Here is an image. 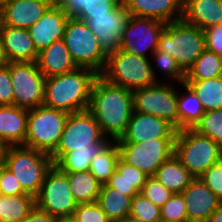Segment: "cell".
Masks as SVG:
<instances>
[{"label":"cell","mask_w":222,"mask_h":222,"mask_svg":"<svg viewBox=\"0 0 222 222\" xmlns=\"http://www.w3.org/2000/svg\"><path fill=\"white\" fill-rule=\"evenodd\" d=\"M50 6L45 0H9L0 10V25L28 29Z\"/></svg>","instance_id":"19"},{"label":"cell","mask_w":222,"mask_h":222,"mask_svg":"<svg viewBox=\"0 0 222 222\" xmlns=\"http://www.w3.org/2000/svg\"><path fill=\"white\" fill-rule=\"evenodd\" d=\"M56 222H77L73 216L57 218Z\"/></svg>","instance_id":"50"},{"label":"cell","mask_w":222,"mask_h":222,"mask_svg":"<svg viewBox=\"0 0 222 222\" xmlns=\"http://www.w3.org/2000/svg\"><path fill=\"white\" fill-rule=\"evenodd\" d=\"M148 175L141 170L126 163L121 157L118 160L116 171L106 183L110 188L117 189L123 194L133 198L142 191Z\"/></svg>","instance_id":"25"},{"label":"cell","mask_w":222,"mask_h":222,"mask_svg":"<svg viewBox=\"0 0 222 222\" xmlns=\"http://www.w3.org/2000/svg\"><path fill=\"white\" fill-rule=\"evenodd\" d=\"M47 1L51 6H59L62 0H45Z\"/></svg>","instance_id":"51"},{"label":"cell","mask_w":222,"mask_h":222,"mask_svg":"<svg viewBox=\"0 0 222 222\" xmlns=\"http://www.w3.org/2000/svg\"><path fill=\"white\" fill-rule=\"evenodd\" d=\"M165 23L153 18L134 17L130 18L122 33L120 50L138 56H146L148 49L152 54L158 48L161 34Z\"/></svg>","instance_id":"15"},{"label":"cell","mask_w":222,"mask_h":222,"mask_svg":"<svg viewBox=\"0 0 222 222\" xmlns=\"http://www.w3.org/2000/svg\"><path fill=\"white\" fill-rule=\"evenodd\" d=\"M69 18L59 6H50L43 16L27 29L38 52L63 39Z\"/></svg>","instance_id":"17"},{"label":"cell","mask_w":222,"mask_h":222,"mask_svg":"<svg viewBox=\"0 0 222 222\" xmlns=\"http://www.w3.org/2000/svg\"><path fill=\"white\" fill-rule=\"evenodd\" d=\"M109 143H92L88 148L65 153L54 165L64 173L84 172L89 170L92 161Z\"/></svg>","instance_id":"28"},{"label":"cell","mask_w":222,"mask_h":222,"mask_svg":"<svg viewBox=\"0 0 222 222\" xmlns=\"http://www.w3.org/2000/svg\"><path fill=\"white\" fill-rule=\"evenodd\" d=\"M199 178L222 200V160L209 167Z\"/></svg>","instance_id":"42"},{"label":"cell","mask_w":222,"mask_h":222,"mask_svg":"<svg viewBox=\"0 0 222 222\" xmlns=\"http://www.w3.org/2000/svg\"><path fill=\"white\" fill-rule=\"evenodd\" d=\"M57 218L50 213L41 210L36 205L22 222H56Z\"/></svg>","instance_id":"46"},{"label":"cell","mask_w":222,"mask_h":222,"mask_svg":"<svg viewBox=\"0 0 222 222\" xmlns=\"http://www.w3.org/2000/svg\"><path fill=\"white\" fill-rule=\"evenodd\" d=\"M36 62L45 78L64 74L77 68L63 39L41 50Z\"/></svg>","instance_id":"23"},{"label":"cell","mask_w":222,"mask_h":222,"mask_svg":"<svg viewBox=\"0 0 222 222\" xmlns=\"http://www.w3.org/2000/svg\"><path fill=\"white\" fill-rule=\"evenodd\" d=\"M122 0H62L59 7L69 17L76 15H100L107 14L116 9Z\"/></svg>","instance_id":"33"},{"label":"cell","mask_w":222,"mask_h":222,"mask_svg":"<svg viewBox=\"0 0 222 222\" xmlns=\"http://www.w3.org/2000/svg\"><path fill=\"white\" fill-rule=\"evenodd\" d=\"M222 76V57L205 49L187 71L185 80H206Z\"/></svg>","instance_id":"35"},{"label":"cell","mask_w":222,"mask_h":222,"mask_svg":"<svg viewBox=\"0 0 222 222\" xmlns=\"http://www.w3.org/2000/svg\"><path fill=\"white\" fill-rule=\"evenodd\" d=\"M9 60L7 58L5 48L3 46L2 37L0 35V68H3L9 64Z\"/></svg>","instance_id":"47"},{"label":"cell","mask_w":222,"mask_h":222,"mask_svg":"<svg viewBox=\"0 0 222 222\" xmlns=\"http://www.w3.org/2000/svg\"><path fill=\"white\" fill-rule=\"evenodd\" d=\"M177 130L166 120L133 110L126 133L115 142L142 143L159 138H175Z\"/></svg>","instance_id":"16"},{"label":"cell","mask_w":222,"mask_h":222,"mask_svg":"<svg viewBox=\"0 0 222 222\" xmlns=\"http://www.w3.org/2000/svg\"><path fill=\"white\" fill-rule=\"evenodd\" d=\"M172 87L158 82L133 91L134 111L164 119L179 131L177 93Z\"/></svg>","instance_id":"13"},{"label":"cell","mask_w":222,"mask_h":222,"mask_svg":"<svg viewBox=\"0 0 222 222\" xmlns=\"http://www.w3.org/2000/svg\"><path fill=\"white\" fill-rule=\"evenodd\" d=\"M120 222H148V221H144L142 219H138V218H135L131 215H128Z\"/></svg>","instance_id":"49"},{"label":"cell","mask_w":222,"mask_h":222,"mask_svg":"<svg viewBox=\"0 0 222 222\" xmlns=\"http://www.w3.org/2000/svg\"><path fill=\"white\" fill-rule=\"evenodd\" d=\"M181 194L185 200L188 222H206L221 205V200L200 178H194Z\"/></svg>","instance_id":"18"},{"label":"cell","mask_w":222,"mask_h":222,"mask_svg":"<svg viewBox=\"0 0 222 222\" xmlns=\"http://www.w3.org/2000/svg\"><path fill=\"white\" fill-rule=\"evenodd\" d=\"M142 195L150 200L154 205L162 207L174 194L165 186H163L156 177H148L146 183L144 184Z\"/></svg>","instance_id":"39"},{"label":"cell","mask_w":222,"mask_h":222,"mask_svg":"<svg viewBox=\"0 0 222 222\" xmlns=\"http://www.w3.org/2000/svg\"><path fill=\"white\" fill-rule=\"evenodd\" d=\"M200 99L205 112L222 109V76L206 80H185Z\"/></svg>","instance_id":"32"},{"label":"cell","mask_w":222,"mask_h":222,"mask_svg":"<svg viewBox=\"0 0 222 222\" xmlns=\"http://www.w3.org/2000/svg\"><path fill=\"white\" fill-rule=\"evenodd\" d=\"M175 138L152 139L142 143L116 142L120 157L149 177L174 154Z\"/></svg>","instance_id":"11"},{"label":"cell","mask_w":222,"mask_h":222,"mask_svg":"<svg viewBox=\"0 0 222 222\" xmlns=\"http://www.w3.org/2000/svg\"><path fill=\"white\" fill-rule=\"evenodd\" d=\"M0 35L9 62H36L39 52L27 29L0 25Z\"/></svg>","instance_id":"21"},{"label":"cell","mask_w":222,"mask_h":222,"mask_svg":"<svg viewBox=\"0 0 222 222\" xmlns=\"http://www.w3.org/2000/svg\"><path fill=\"white\" fill-rule=\"evenodd\" d=\"M35 203L56 218L72 216L78 203L70 190L67 173L53 164L45 175Z\"/></svg>","instance_id":"10"},{"label":"cell","mask_w":222,"mask_h":222,"mask_svg":"<svg viewBox=\"0 0 222 222\" xmlns=\"http://www.w3.org/2000/svg\"><path fill=\"white\" fill-rule=\"evenodd\" d=\"M130 215L148 222H161L160 207L154 205L142 193L131 199Z\"/></svg>","instance_id":"38"},{"label":"cell","mask_w":222,"mask_h":222,"mask_svg":"<svg viewBox=\"0 0 222 222\" xmlns=\"http://www.w3.org/2000/svg\"><path fill=\"white\" fill-rule=\"evenodd\" d=\"M2 164L14 174L27 194L36 197L53 161L50 154L18 145L4 148Z\"/></svg>","instance_id":"3"},{"label":"cell","mask_w":222,"mask_h":222,"mask_svg":"<svg viewBox=\"0 0 222 222\" xmlns=\"http://www.w3.org/2000/svg\"><path fill=\"white\" fill-rule=\"evenodd\" d=\"M206 49L222 57V23L204 29Z\"/></svg>","instance_id":"45"},{"label":"cell","mask_w":222,"mask_h":222,"mask_svg":"<svg viewBox=\"0 0 222 222\" xmlns=\"http://www.w3.org/2000/svg\"><path fill=\"white\" fill-rule=\"evenodd\" d=\"M75 18L82 20L91 29L99 45L109 55L121 47L122 33L130 18L124 3L107 14L100 15H76Z\"/></svg>","instance_id":"14"},{"label":"cell","mask_w":222,"mask_h":222,"mask_svg":"<svg viewBox=\"0 0 222 222\" xmlns=\"http://www.w3.org/2000/svg\"><path fill=\"white\" fill-rule=\"evenodd\" d=\"M120 152L118 144L111 142L90 161L89 171L103 185L106 184L113 173L116 171Z\"/></svg>","instance_id":"34"},{"label":"cell","mask_w":222,"mask_h":222,"mask_svg":"<svg viewBox=\"0 0 222 222\" xmlns=\"http://www.w3.org/2000/svg\"><path fill=\"white\" fill-rule=\"evenodd\" d=\"M158 50L170 53L187 73L197 57L206 49L204 30L183 19L165 24Z\"/></svg>","instance_id":"5"},{"label":"cell","mask_w":222,"mask_h":222,"mask_svg":"<svg viewBox=\"0 0 222 222\" xmlns=\"http://www.w3.org/2000/svg\"><path fill=\"white\" fill-rule=\"evenodd\" d=\"M154 177L174 194L182 193L194 179L174 154L157 169Z\"/></svg>","instance_id":"26"},{"label":"cell","mask_w":222,"mask_h":222,"mask_svg":"<svg viewBox=\"0 0 222 222\" xmlns=\"http://www.w3.org/2000/svg\"><path fill=\"white\" fill-rule=\"evenodd\" d=\"M131 197L107 184L101 185L97 203L111 222H120L130 215Z\"/></svg>","instance_id":"27"},{"label":"cell","mask_w":222,"mask_h":222,"mask_svg":"<svg viewBox=\"0 0 222 222\" xmlns=\"http://www.w3.org/2000/svg\"><path fill=\"white\" fill-rule=\"evenodd\" d=\"M134 110L133 92L106 82L98 76L92 86L88 111L97 120L103 135L120 139Z\"/></svg>","instance_id":"1"},{"label":"cell","mask_w":222,"mask_h":222,"mask_svg":"<svg viewBox=\"0 0 222 222\" xmlns=\"http://www.w3.org/2000/svg\"><path fill=\"white\" fill-rule=\"evenodd\" d=\"M67 177L70 190L78 204L97 202L102 184L89 170L67 173Z\"/></svg>","instance_id":"30"},{"label":"cell","mask_w":222,"mask_h":222,"mask_svg":"<svg viewBox=\"0 0 222 222\" xmlns=\"http://www.w3.org/2000/svg\"><path fill=\"white\" fill-rule=\"evenodd\" d=\"M0 192L5 196L27 194L14 174L3 164H0Z\"/></svg>","instance_id":"43"},{"label":"cell","mask_w":222,"mask_h":222,"mask_svg":"<svg viewBox=\"0 0 222 222\" xmlns=\"http://www.w3.org/2000/svg\"><path fill=\"white\" fill-rule=\"evenodd\" d=\"M9 0H0V10L4 7V5L8 2Z\"/></svg>","instance_id":"53"},{"label":"cell","mask_w":222,"mask_h":222,"mask_svg":"<svg viewBox=\"0 0 222 222\" xmlns=\"http://www.w3.org/2000/svg\"><path fill=\"white\" fill-rule=\"evenodd\" d=\"M194 129L222 147V109L205 112Z\"/></svg>","instance_id":"36"},{"label":"cell","mask_w":222,"mask_h":222,"mask_svg":"<svg viewBox=\"0 0 222 222\" xmlns=\"http://www.w3.org/2000/svg\"><path fill=\"white\" fill-rule=\"evenodd\" d=\"M63 41L77 67L92 69L97 74L102 72L108 55L84 21L70 17Z\"/></svg>","instance_id":"8"},{"label":"cell","mask_w":222,"mask_h":222,"mask_svg":"<svg viewBox=\"0 0 222 222\" xmlns=\"http://www.w3.org/2000/svg\"><path fill=\"white\" fill-rule=\"evenodd\" d=\"M153 56L155 57L154 60L159 66L160 70H162L169 77H173L181 84L185 83L186 73L180 68L170 53H164L156 49L153 52Z\"/></svg>","instance_id":"40"},{"label":"cell","mask_w":222,"mask_h":222,"mask_svg":"<svg viewBox=\"0 0 222 222\" xmlns=\"http://www.w3.org/2000/svg\"><path fill=\"white\" fill-rule=\"evenodd\" d=\"M182 19L203 30L222 23V1L183 0Z\"/></svg>","instance_id":"24"},{"label":"cell","mask_w":222,"mask_h":222,"mask_svg":"<svg viewBox=\"0 0 222 222\" xmlns=\"http://www.w3.org/2000/svg\"><path fill=\"white\" fill-rule=\"evenodd\" d=\"M127 12L134 17L153 18L165 24L181 20L183 0H122ZM178 12L177 15H175Z\"/></svg>","instance_id":"20"},{"label":"cell","mask_w":222,"mask_h":222,"mask_svg":"<svg viewBox=\"0 0 222 222\" xmlns=\"http://www.w3.org/2000/svg\"><path fill=\"white\" fill-rule=\"evenodd\" d=\"M28 109L0 106V143L6 146L23 145L26 139Z\"/></svg>","instance_id":"22"},{"label":"cell","mask_w":222,"mask_h":222,"mask_svg":"<svg viewBox=\"0 0 222 222\" xmlns=\"http://www.w3.org/2000/svg\"><path fill=\"white\" fill-rule=\"evenodd\" d=\"M35 205V197L30 194L1 195L0 222H22Z\"/></svg>","instance_id":"31"},{"label":"cell","mask_w":222,"mask_h":222,"mask_svg":"<svg viewBox=\"0 0 222 222\" xmlns=\"http://www.w3.org/2000/svg\"><path fill=\"white\" fill-rule=\"evenodd\" d=\"M149 61L148 57L118 49L108 55L105 67L99 76L108 83L133 92L158 83Z\"/></svg>","instance_id":"4"},{"label":"cell","mask_w":222,"mask_h":222,"mask_svg":"<svg viewBox=\"0 0 222 222\" xmlns=\"http://www.w3.org/2000/svg\"><path fill=\"white\" fill-rule=\"evenodd\" d=\"M68 115L45 105L29 109L24 146L51 155L60 142Z\"/></svg>","instance_id":"7"},{"label":"cell","mask_w":222,"mask_h":222,"mask_svg":"<svg viewBox=\"0 0 222 222\" xmlns=\"http://www.w3.org/2000/svg\"><path fill=\"white\" fill-rule=\"evenodd\" d=\"M92 143H110L97 120L88 111L69 113L56 150L51 154L55 164L65 153L88 148Z\"/></svg>","instance_id":"9"},{"label":"cell","mask_w":222,"mask_h":222,"mask_svg":"<svg viewBox=\"0 0 222 222\" xmlns=\"http://www.w3.org/2000/svg\"><path fill=\"white\" fill-rule=\"evenodd\" d=\"M98 76L92 69L77 67L73 71L47 77L43 105L68 113L88 110L92 86Z\"/></svg>","instance_id":"2"},{"label":"cell","mask_w":222,"mask_h":222,"mask_svg":"<svg viewBox=\"0 0 222 222\" xmlns=\"http://www.w3.org/2000/svg\"><path fill=\"white\" fill-rule=\"evenodd\" d=\"M161 222H188L185 200L181 193L173 194L160 208Z\"/></svg>","instance_id":"37"},{"label":"cell","mask_w":222,"mask_h":222,"mask_svg":"<svg viewBox=\"0 0 222 222\" xmlns=\"http://www.w3.org/2000/svg\"><path fill=\"white\" fill-rule=\"evenodd\" d=\"M72 216L77 222H111L97 202L79 203Z\"/></svg>","instance_id":"41"},{"label":"cell","mask_w":222,"mask_h":222,"mask_svg":"<svg viewBox=\"0 0 222 222\" xmlns=\"http://www.w3.org/2000/svg\"><path fill=\"white\" fill-rule=\"evenodd\" d=\"M14 106L33 109L44 103L45 77L37 62H10Z\"/></svg>","instance_id":"12"},{"label":"cell","mask_w":222,"mask_h":222,"mask_svg":"<svg viewBox=\"0 0 222 222\" xmlns=\"http://www.w3.org/2000/svg\"><path fill=\"white\" fill-rule=\"evenodd\" d=\"M174 155L194 178L222 160V147L194 128L179 130L174 141Z\"/></svg>","instance_id":"6"},{"label":"cell","mask_w":222,"mask_h":222,"mask_svg":"<svg viewBox=\"0 0 222 222\" xmlns=\"http://www.w3.org/2000/svg\"><path fill=\"white\" fill-rule=\"evenodd\" d=\"M206 222H222V205H220Z\"/></svg>","instance_id":"48"},{"label":"cell","mask_w":222,"mask_h":222,"mask_svg":"<svg viewBox=\"0 0 222 222\" xmlns=\"http://www.w3.org/2000/svg\"><path fill=\"white\" fill-rule=\"evenodd\" d=\"M13 106L14 95L9 64L0 68V106Z\"/></svg>","instance_id":"44"},{"label":"cell","mask_w":222,"mask_h":222,"mask_svg":"<svg viewBox=\"0 0 222 222\" xmlns=\"http://www.w3.org/2000/svg\"><path fill=\"white\" fill-rule=\"evenodd\" d=\"M4 148L5 147L0 143V164H2Z\"/></svg>","instance_id":"52"},{"label":"cell","mask_w":222,"mask_h":222,"mask_svg":"<svg viewBox=\"0 0 222 222\" xmlns=\"http://www.w3.org/2000/svg\"><path fill=\"white\" fill-rule=\"evenodd\" d=\"M185 95L177 93V108L179 116V130L194 128L201 120L205 110L200 99L185 83Z\"/></svg>","instance_id":"29"}]
</instances>
